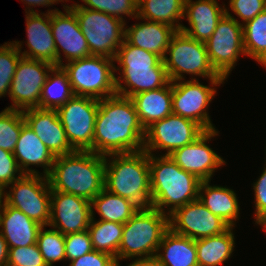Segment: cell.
<instances>
[{
	"mask_svg": "<svg viewBox=\"0 0 266 266\" xmlns=\"http://www.w3.org/2000/svg\"><path fill=\"white\" fill-rule=\"evenodd\" d=\"M7 266H47L37 244L9 248Z\"/></svg>",
	"mask_w": 266,
	"mask_h": 266,
	"instance_id": "39",
	"label": "cell"
},
{
	"mask_svg": "<svg viewBox=\"0 0 266 266\" xmlns=\"http://www.w3.org/2000/svg\"><path fill=\"white\" fill-rule=\"evenodd\" d=\"M13 154L22 174H39V171L29 166L40 165L43 168V175L48 176L55 161V156L27 124L21 129Z\"/></svg>",
	"mask_w": 266,
	"mask_h": 266,
	"instance_id": "23",
	"label": "cell"
},
{
	"mask_svg": "<svg viewBox=\"0 0 266 266\" xmlns=\"http://www.w3.org/2000/svg\"><path fill=\"white\" fill-rule=\"evenodd\" d=\"M0 227L8 247L13 248L36 244L42 225L30 219L22 211L9 206L2 199Z\"/></svg>",
	"mask_w": 266,
	"mask_h": 266,
	"instance_id": "24",
	"label": "cell"
},
{
	"mask_svg": "<svg viewBox=\"0 0 266 266\" xmlns=\"http://www.w3.org/2000/svg\"><path fill=\"white\" fill-rule=\"evenodd\" d=\"M18 173V174H17ZM18 176H17V175ZM14 154L0 148V190L3 192L22 176Z\"/></svg>",
	"mask_w": 266,
	"mask_h": 266,
	"instance_id": "41",
	"label": "cell"
},
{
	"mask_svg": "<svg viewBox=\"0 0 266 266\" xmlns=\"http://www.w3.org/2000/svg\"><path fill=\"white\" fill-rule=\"evenodd\" d=\"M25 124V119L21 110L5 108L1 111L0 148L13 153L21 129Z\"/></svg>",
	"mask_w": 266,
	"mask_h": 266,
	"instance_id": "36",
	"label": "cell"
},
{
	"mask_svg": "<svg viewBox=\"0 0 266 266\" xmlns=\"http://www.w3.org/2000/svg\"><path fill=\"white\" fill-rule=\"evenodd\" d=\"M2 196H3V192L0 190V205H1V201H2Z\"/></svg>",
	"mask_w": 266,
	"mask_h": 266,
	"instance_id": "49",
	"label": "cell"
},
{
	"mask_svg": "<svg viewBox=\"0 0 266 266\" xmlns=\"http://www.w3.org/2000/svg\"><path fill=\"white\" fill-rule=\"evenodd\" d=\"M10 186L9 192L3 191V200L42 226H48L51 210L48 177L41 174H23Z\"/></svg>",
	"mask_w": 266,
	"mask_h": 266,
	"instance_id": "10",
	"label": "cell"
},
{
	"mask_svg": "<svg viewBox=\"0 0 266 266\" xmlns=\"http://www.w3.org/2000/svg\"><path fill=\"white\" fill-rule=\"evenodd\" d=\"M266 161V160H265ZM266 165V163H265ZM255 196V224L266 218V166L261 176L253 184Z\"/></svg>",
	"mask_w": 266,
	"mask_h": 266,
	"instance_id": "43",
	"label": "cell"
},
{
	"mask_svg": "<svg viewBox=\"0 0 266 266\" xmlns=\"http://www.w3.org/2000/svg\"><path fill=\"white\" fill-rule=\"evenodd\" d=\"M229 8L244 25L266 9V0H230Z\"/></svg>",
	"mask_w": 266,
	"mask_h": 266,
	"instance_id": "42",
	"label": "cell"
},
{
	"mask_svg": "<svg viewBox=\"0 0 266 266\" xmlns=\"http://www.w3.org/2000/svg\"><path fill=\"white\" fill-rule=\"evenodd\" d=\"M149 168L151 207L169 216L177 208L198 199L202 181L183 170L169 155L149 154Z\"/></svg>",
	"mask_w": 266,
	"mask_h": 266,
	"instance_id": "3",
	"label": "cell"
},
{
	"mask_svg": "<svg viewBox=\"0 0 266 266\" xmlns=\"http://www.w3.org/2000/svg\"><path fill=\"white\" fill-rule=\"evenodd\" d=\"M204 131L195 121L172 113L145 129L143 150L152 154V151L164 149L167 153L163 155H170L173 151L192 143Z\"/></svg>",
	"mask_w": 266,
	"mask_h": 266,
	"instance_id": "14",
	"label": "cell"
},
{
	"mask_svg": "<svg viewBox=\"0 0 266 266\" xmlns=\"http://www.w3.org/2000/svg\"><path fill=\"white\" fill-rule=\"evenodd\" d=\"M26 13L27 46L29 50L21 53L20 41H13L23 57L42 60L57 66V51L51 27V12ZM43 15V16H42Z\"/></svg>",
	"mask_w": 266,
	"mask_h": 266,
	"instance_id": "20",
	"label": "cell"
},
{
	"mask_svg": "<svg viewBox=\"0 0 266 266\" xmlns=\"http://www.w3.org/2000/svg\"><path fill=\"white\" fill-rule=\"evenodd\" d=\"M91 208L95 209L101 219L125 224L140 208L127 198L112 194L103 189L91 200Z\"/></svg>",
	"mask_w": 266,
	"mask_h": 266,
	"instance_id": "31",
	"label": "cell"
},
{
	"mask_svg": "<svg viewBox=\"0 0 266 266\" xmlns=\"http://www.w3.org/2000/svg\"><path fill=\"white\" fill-rule=\"evenodd\" d=\"M209 184V180L201 182L198 200L230 227H235L234 225L240 214L236 193L227 187Z\"/></svg>",
	"mask_w": 266,
	"mask_h": 266,
	"instance_id": "27",
	"label": "cell"
},
{
	"mask_svg": "<svg viewBox=\"0 0 266 266\" xmlns=\"http://www.w3.org/2000/svg\"><path fill=\"white\" fill-rule=\"evenodd\" d=\"M217 135L216 129L205 130L192 143L173 151L169 156L183 170L194 174L201 181H211L215 170L226 164L223 158L206 144Z\"/></svg>",
	"mask_w": 266,
	"mask_h": 266,
	"instance_id": "17",
	"label": "cell"
},
{
	"mask_svg": "<svg viewBox=\"0 0 266 266\" xmlns=\"http://www.w3.org/2000/svg\"><path fill=\"white\" fill-rule=\"evenodd\" d=\"M245 55L266 66V9L243 25Z\"/></svg>",
	"mask_w": 266,
	"mask_h": 266,
	"instance_id": "34",
	"label": "cell"
},
{
	"mask_svg": "<svg viewBox=\"0 0 266 266\" xmlns=\"http://www.w3.org/2000/svg\"><path fill=\"white\" fill-rule=\"evenodd\" d=\"M105 156L78 151L56 156L47 176L51 191L73 194L91 201L104 189Z\"/></svg>",
	"mask_w": 266,
	"mask_h": 266,
	"instance_id": "2",
	"label": "cell"
},
{
	"mask_svg": "<svg viewBox=\"0 0 266 266\" xmlns=\"http://www.w3.org/2000/svg\"><path fill=\"white\" fill-rule=\"evenodd\" d=\"M128 266H161L156 256L147 258H136Z\"/></svg>",
	"mask_w": 266,
	"mask_h": 266,
	"instance_id": "47",
	"label": "cell"
},
{
	"mask_svg": "<svg viewBox=\"0 0 266 266\" xmlns=\"http://www.w3.org/2000/svg\"><path fill=\"white\" fill-rule=\"evenodd\" d=\"M8 253H9L8 244L0 231V266H7Z\"/></svg>",
	"mask_w": 266,
	"mask_h": 266,
	"instance_id": "46",
	"label": "cell"
},
{
	"mask_svg": "<svg viewBox=\"0 0 266 266\" xmlns=\"http://www.w3.org/2000/svg\"><path fill=\"white\" fill-rule=\"evenodd\" d=\"M163 62L171 82L184 80V74L224 79L212 67L205 43L191 38L180 30L173 35Z\"/></svg>",
	"mask_w": 266,
	"mask_h": 266,
	"instance_id": "9",
	"label": "cell"
},
{
	"mask_svg": "<svg viewBox=\"0 0 266 266\" xmlns=\"http://www.w3.org/2000/svg\"><path fill=\"white\" fill-rule=\"evenodd\" d=\"M69 266H116V259L109 254L93 250L70 261Z\"/></svg>",
	"mask_w": 266,
	"mask_h": 266,
	"instance_id": "44",
	"label": "cell"
},
{
	"mask_svg": "<svg viewBox=\"0 0 266 266\" xmlns=\"http://www.w3.org/2000/svg\"><path fill=\"white\" fill-rule=\"evenodd\" d=\"M39 231L36 244L47 266H53L57 261L66 260L65 235L56 229Z\"/></svg>",
	"mask_w": 266,
	"mask_h": 266,
	"instance_id": "35",
	"label": "cell"
},
{
	"mask_svg": "<svg viewBox=\"0 0 266 266\" xmlns=\"http://www.w3.org/2000/svg\"><path fill=\"white\" fill-rule=\"evenodd\" d=\"M258 225L263 226L264 229L266 230V218L264 220H262Z\"/></svg>",
	"mask_w": 266,
	"mask_h": 266,
	"instance_id": "48",
	"label": "cell"
},
{
	"mask_svg": "<svg viewBox=\"0 0 266 266\" xmlns=\"http://www.w3.org/2000/svg\"><path fill=\"white\" fill-rule=\"evenodd\" d=\"M209 81L211 87L199 83L195 78L172 82V113L195 121L204 130L215 129L206 109L215 97V87L223 84L225 79Z\"/></svg>",
	"mask_w": 266,
	"mask_h": 266,
	"instance_id": "13",
	"label": "cell"
},
{
	"mask_svg": "<svg viewBox=\"0 0 266 266\" xmlns=\"http://www.w3.org/2000/svg\"><path fill=\"white\" fill-rule=\"evenodd\" d=\"M131 99L140 123L146 129L153 122L172 114V82L156 90L137 93Z\"/></svg>",
	"mask_w": 266,
	"mask_h": 266,
	"instance_id": "26",
	"label": "cell"
},
{
	"mask_svg": "<svg viewBox=\"0 0 266 266\" xmlns=\"http://www.w3.org/2000/svg\"><path fill=\"white\" fill-rule=\"evenodd\" d=\"M185 0H138V14L135 19L167 24L177 31L184 19Z\"/></svg>",
	"mask_w": 266,
	"mask_h": 266,
	"instance_id": "30",
	"label": "cell"
},
{
	"mask_svg": "<svg viewBox=\"0 0 266 266\" xmlns=\"http://www.w3.org/2000/svg\"><path fill=\"white\" fill-rule=\"evenodd\" d=\"M104 189L139 208L151 207L149 154L142 150L105 155Z\"/></svg>",
	"mask_w": 266,
	"mask_h": 266,
	"instance_id": "4",
	"label": "cell"
},
{
	"mask_svg": "<svg viewBox=\"0 0 266 266\" xmlns=\"http://www.w3.org/2000/svg\"><path fill=\"white\" fill-rule=\"evenodd\" d=\"M94 209L92 219L88 227L93 249L113 256L117 261L118 249L120 246L123 224L105 220L94 221Z\"/></svg>",
	"mask_w": 266,
	"mask_h": 266,
	"instance_id": "33",
	"label": "cell"
},
{
	"mask_svg": "<svg viewBox=\"0 0 266 266\" xmlns=\"http://www.w3.org/2000/svg\"><path fill=\"white\" fill-rule=\"evenodd\" d=\"M84 4H79L80 7L90 10L104 12L108 15L117 17L124 22L122 17L124 14L128 17L136 18L138 14V0H82Z\"/></svg>",
	"mask_w": 266,
	"mask_h": 266,
	"instance_id": "38",
	"label": "cell"
},
{
	"mask_svg": "<svg viewBox=\"0 0 266 266\" xmlns=\"http://www.w3.org/2000/svg\"><path fill=\"white\" fill-rule=\"evenodd\" d=\"M93 250L88 230L65 235L66 260L72 261Z\"/></svg>",
	"mask_w": 266,
	"mask_h": 266,
	"instance_id": "40",
	"label": "cell"
},
{
	"mask_svg": "<svg viewBox=\"0 0 266 266\" xmlns=\"http://www.w3.org/2000/svg\"><path fill=\"white\" fill-rule=\"evenodd\" d=\"M99 100L74 95L57 109L66 138L74 150L93 152L95 119Z\"/></svg>",
	"mask_w": 266,
	"mask_h": 266,
	"instance_id": "12",
	"label": "cell"
},
{
	"mask_svg": "<svg viewBox=\"0 0 266 266\" xmlns=\"http://www.w3.org/2000/svg\"><path fill=\"white\" fill-rule=\"evenodd\" d=\"M123 226L116 266H120L119 260L127 258L156 256L169 229V216L153 207L140 208Z\"/></svg>",
	"mask_w": 266,
	"mask_h": 266,
	"instance_id": "6",
	"label": "cell"
},
{
	"mask_svg": "<svg viewBox=\"0 0 266 266\" xmlns=\"http://www.w3.org/2000/svg\"><path fill=\"white\" fill-rule=\"evenodd\" d=\"M63 6L65 13L60 10L51 12V27L57 51V66L64 64L61 58V50L68 62L91 56L75 12L68 5Z\"/></svg>",
	"mask_w": 266,
	"mask_h": 266,
	"instance_id": "19",
	"label": "cell"
},
{
	"mask_svg": "<svg viewBox=\"0 0 266 266\" xmlns=\"http://www.w3.org/2000/svg\"><path fill=\"white\" fill-rule=\"evenodd\" d=\"M114 61L119 65H115V71L121 73L120 77H116L118 95L131 98L140 92L162 88L170 82L163 59L130 45L126 40L119 47Z\"/></svg>",
	"mask_w": 266,
	"mask_h": 266,
	"instance_id": "5",
	"label": "cell"
},
{
	"mask_svg": "<svg viewBox=\"0 0 266 266\" xmlns=\"http://www.w3.org/2000/svg\"><path fill=\"white\" fill-rule=\"evenodd\" d=\"M233 227L219 235L196 240L198 266H220L231 257L235 241Z\"/></svg>",
	"mask_w": 266,
	"mask_h": 266,
	"instance_id": "29",
	"label": "cell"
},
{
	"mask_svg": "<svg viewBox=\"0 0 266 266\" xmlns=\"http://www.w3.org/2000/svg\"><path fill=\"white\" fill-rule=\"evenodd\" d=\"M91 219V201L73 194L51 191L48 226L66 235L87 230Z\"/></svg>",
	"mask_w": 266,
	"mask_h": 266,
	"instance_id": "18",
	"label": "cell"
},
{
	"mask_svg": "<svg viewBox=\"0 0 266 266\" xmlns=\"http://www.w3.org/2000/svg\"><path fill=\"white\" fill-rule=\"evenodd\" d=\"M156 257L161 266H198L196 240L169 228L162 237Z\"/></svg>",
	"mask_w": 266,
	"mask_h": 266,
	"instance_id": "28",
	"label": "cell"
},
{
	"mask_svg": "<svg viewBox=\"0 0 266 266\" xmlns=\"http://www.w3.org/2000/svg\"><path fill=\"white\" fill-rule=\"evenodd\" d=\"M217 0H185L184 17L190 28L181 25L180 31L191 38L205 43L215 31L218 22L226 14V7Z\"/></svg>",
	"mask_w": 266,
	"mask_h": 266,
	"instance_id": "22",
	"label": "cell"
},
{
	"mask_svg": "<svg viewBox=\"0 0 266 266\" xmlns=\"http://www.w3.org/2000/svg\"><path fill=\"white\" fill-rule=\"evenodd\" d=\"M145 129L130 97L118 94L99 100L93 152L100 155L143 150Z\"/></svg>",
	"mask_w": 266,
	"mask_h": 266,
	"instance_id": "1",
	"label": "cell"
},
{
	"mask_svg": "<svg viewBox=\"0 0 266 266\" xmlns=\"http://www.w3.org/2000/svg\"><path fill=\"white\" fill-rule=\"evenodd\" d=\"M21 57L20 51L13 42L0 46V98L5 97L7 93L9 95L12 79Z\"/></svg>",
	"mask_w": 266,
	"mask_h": 266,
	"instance_id": "37",
	"label": "cell"
},
{
	"mask_svg": "<svg viewBox=\"0 0 266 266\" xmlns=\"http://www.w3.org/2000/svg\"><path fill=\"white\" fill-rule=\"evenodd\" d=\"M69 7L76 14L90 54L114 60L119 47L125 40L126 23L104 12L80 7L77 3Z\"/></svg>",
	"mask_w": 266,
	"mask_h": 266,
	"instance_id": "8",
	"label": "cell"
},
{
	"mask_svg": "<svg viewBox=\"0 0 266 266\" xmlns=\"http://www.w3.org/2000/svg\"><path fill=\"white\" fill-rule=\"evenodd\" d=\"M25 123L56 156L74 152L69 144L57 110L28 108L22 111Z\"/></svg>",
	"mask_w": 266,
	"mask_h": 266,
	"instance_id": "21",
	"label": "cell"
},
{
	"mask_svg": "<svg viewBox=\"0 0 266 266\" xmlns=\"http://www.w3.org/2000/svg\"><path fill=\"white\" fill-rule=\"evenodd\" d=\"M25 2L24 4H28V11L27 9L25 10L26 13H36V10L34 11L31 6L35 7L37 6H51L55 4L56 2H62L63 0H21ZM31 9V10H30Z\"/></svg>",
	"mask_w": 266,
	"mask_h": 266,
	"instance_id": "45",
	"label": "cell"
},
{
	"mask_svg": "<svg viewBox=\"0 0 266 266\" xmlns=\"http://www.w3.org/2000/svg\"><path fill=\"white\" fill-rule=\"evenodd\" d=\"M226 9L215 31L205 42L212 67L225 80L235 67L239 55H245L243 24Z\"/></svg>",
	"mask_w": 266,
	"mask_h": 266,
	"instance_id": "11",
	"label": "cell"
},
{
	"mask_svg": "<svg viewBox=\"0 0 266 266\" xmlns=\"http://www.w3.org/2000/svg\"><path fill=\"white\" fill-rule=\"evenodd\" d=\"M176 32L175 28L167 24L147 20L125 28V40L130 45L154 53L163 59Z\"/></svg>",
	"mask_w": 266,
	"mask_h": 266,
	"instance_id": "25",
	"label": "cell"
},
{
	"mask_svg": "<svg viewBox=\"0 0 266 266\" xmlns=\"http://www.w3.org/2000/svg\"><path fill=\"white\" fill-rule=\"evenodd\" d=\"M73 96L68 74L62 66H54L43 85L38 108L57 110Z\"/></svg>",
	"mask_w": 266,
	"mask_h": 266,
	"instance_id": "32",
	"label": "cell"
},
{
	"mask_svg": "<svg viewBox=\"0 0 266 266\" xmlns=\"http://www.w3.org/2000/svg\"><path fill=\"white\" fill-rule=\"evenodd\" d=\"M115 61L91 55L62 65L68 74L74 95L98 100L116 94Z\"/></svg>",
	"mask_w": 266,
	"mask_h": 266,
	"instance_id": "7",
	"label": "cell"
},
{
	"mask_svg": "<svg viewBox=\"0 0 266 266\" xmlns=\"http://www.w3.org/2000/svg\"><path fill=\"white\" fill-rule=\"evenodd\" d=\"M54 67L49 62L21 57L9 92L13 104L7 109L25 110L39 107L43 85Z\"/></svg>",
	"mask_w": 266,
	"mask_h": 266,
	"instance_id": "15",
	"label": "cell"
},
{
	"mask_svg": "<svg viewBox=\"0 0 266 266\" xmlns=\"http://www.w3.org/2000/svg\"><path fill=\"white\" fill-rule=\"evenodd\" d=\"M229 227L198 199L177 208L169 215V228L174 233L193 240L219 235Z\"/></svg>",
	"mask_w": 266,
	"mask_h": 266,
	"instance_id": "16",
	"label": "cell"
}]
</instances>
